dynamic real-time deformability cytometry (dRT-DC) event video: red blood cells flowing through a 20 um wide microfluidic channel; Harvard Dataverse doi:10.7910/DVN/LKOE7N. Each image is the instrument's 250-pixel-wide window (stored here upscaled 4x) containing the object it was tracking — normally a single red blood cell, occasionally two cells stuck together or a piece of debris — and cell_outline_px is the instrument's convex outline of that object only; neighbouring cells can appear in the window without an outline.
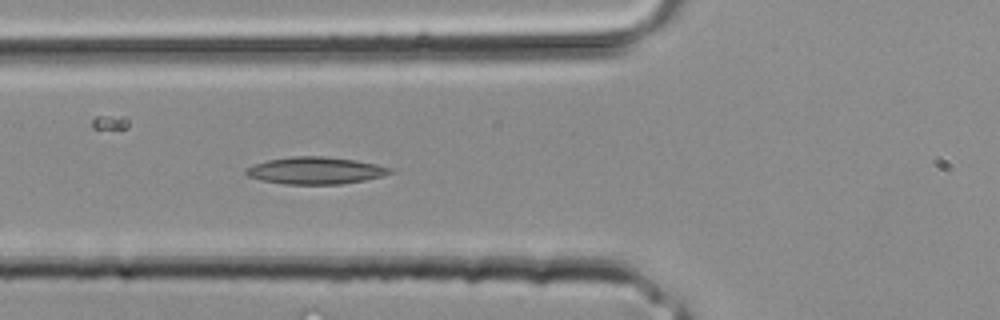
{"species": "common noctule bat (a hibernating species)", "species_latin": "Nyctalus noctula", "temperature_condition": "room temperature", "stored_images_in_passage": 7, "camera_frame_rate_fps": 3000, "um_per_image_px": 0.085, "animal": {"sex": "male", "body_mass_g": 20.4}, "frame": {"image": 1, "passage_image": 7, "time_ms": 2.0, "image_size_px": [1000, 320], "cell_outline_px": [[392, 172], [384, 176], [364, 180], [340, 184], [284, 184], [260, 180], [248, 176], [244, 172], [244, 168], [252, 164], [268, 160], [292, 156], [324, 156], [356, 160], [376, 164], [392, 168]], "centroid_in_image_um": [26.78, 14.49], "position_along_channel_um": 99.0, "area_um2": 22.89}}